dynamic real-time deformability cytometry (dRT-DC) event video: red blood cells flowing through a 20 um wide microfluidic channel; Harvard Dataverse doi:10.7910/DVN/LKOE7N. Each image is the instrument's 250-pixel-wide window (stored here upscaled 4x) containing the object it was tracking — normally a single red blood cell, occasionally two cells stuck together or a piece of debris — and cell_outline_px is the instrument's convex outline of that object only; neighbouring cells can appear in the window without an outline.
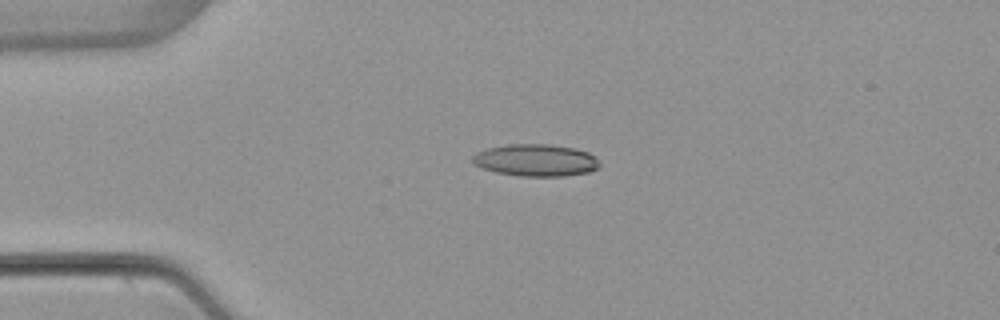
{"species": "common noctule bat (a hibernating species)", "species_latin": "Nyctalus noctula", "temperature_condition": "warm", "stored_images_in_passage": 4, "camera_frame_rate_fps": 3000, "um_per_image_px": 0.085, "animal": {"sex": "female", "body_mass_g": 22.7, "forearm_length_mm": 54.2}, "frame": {"image": 1, "passage_image": 3, "time_ms": 2.333, "image_size_px": [1000, 320], "cell_outline_px": [[600, 168], [588, 172], [564, 176], [520, 176], [496, 172], [484, 168], [476, 164], [472, 160], [472, 156], [476, 152], [488, 148], [508, 144], [548, 144], [576, 148], [588, 152], [596, 156], [600, 164]], "centroid_in_image_um": [45.59, 13.61], "position_along_channel_um": 39.4, "area_um2": 23.81}}